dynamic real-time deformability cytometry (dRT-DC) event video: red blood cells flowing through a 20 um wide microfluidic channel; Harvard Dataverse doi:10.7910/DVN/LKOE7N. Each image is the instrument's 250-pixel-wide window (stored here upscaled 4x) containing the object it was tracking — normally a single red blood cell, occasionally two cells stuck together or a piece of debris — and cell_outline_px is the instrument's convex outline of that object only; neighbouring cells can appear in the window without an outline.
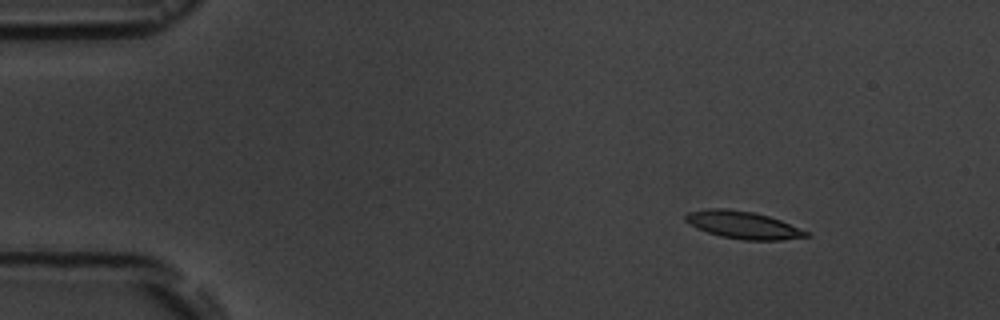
{"species": "common noctule bat (a hibernating species)", "species_latin": "Nyctalus noctula", "temperature_condition": "room temperature", "stored_images_in_passage": 5, "camera_frame_rate_fps": 3000, "um_per_image_px": 0.085, "animal": {"sex": "male", "body_mass_g": 19.5, "forearm_length_mm": 54.6}, "frame": {"image": 1, "passage_image": 3, "time_ms": 2.333, "image_size_px": [1000, 320], "cell_outline_px": [[808, 236], [780, 240], [744, 240], [720, 236], [696, 228], [684, 220], [684, 216], [688, 212], [708, 208], [728, 208], [752, 212], [768, 216], [780, 220], [808, 232]], "centroid_in_image_um": [63.1, 19.11], "position_along_channel_um": 21.9, "area_um2": 19.13}}
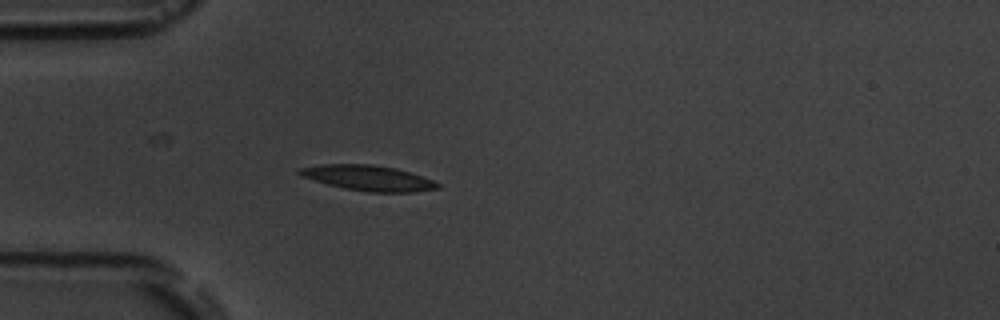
{"frame": {"image": 2, "passage_image": 5, "time_ms": 5.333, "image_size_px": [1000, 320], "cell_outline_px": [[440, 188], [416, 192], [368, 192], [344, 188], [328, 184], [300, 176], [296, 172], [300, 168], [324, 164], [368, 164], [396, 168], [432, 180], [440, 184]], "centroid_in_image_um": [31.29, 15.13], "position_along_channel_um": 53.7, "area_um2": 20.23}}